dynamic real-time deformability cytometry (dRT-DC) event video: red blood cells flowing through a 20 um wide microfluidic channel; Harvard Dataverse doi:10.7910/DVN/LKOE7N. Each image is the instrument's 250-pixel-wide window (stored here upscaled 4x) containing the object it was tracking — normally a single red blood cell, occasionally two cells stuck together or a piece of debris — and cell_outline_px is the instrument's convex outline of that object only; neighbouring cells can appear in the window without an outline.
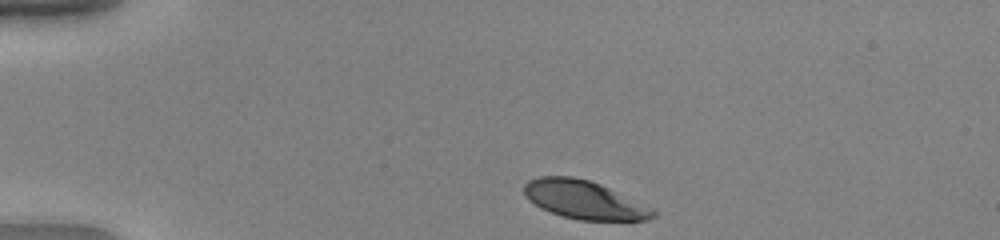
{"species": "human", "species_latin": "Homo sapiens", "temperature_condition": "warm", "stored_images_in_passage": 37, "camera_frame_rate_fps": 3000, "um_per_image_px": 0.085, "donor": {"sex": "female"}, "frame": {"image": 1, "passage_image": 1, "time_ms": 0.0, "image_size_px": [1000, 240], "cell_outline_px": [[656, 216], [648, 220], [580, 220], [560, 216], [540, 208], [528, 200], [524, 192], [524, 184], [528, 180], [540, 176], [572, 176], [588, 180], [600, 184], [656, 208]], "centroid_in_image_um": [49.68, 16.99], "position_along_channel_um": 35.3, "area_um2": 29.13}}
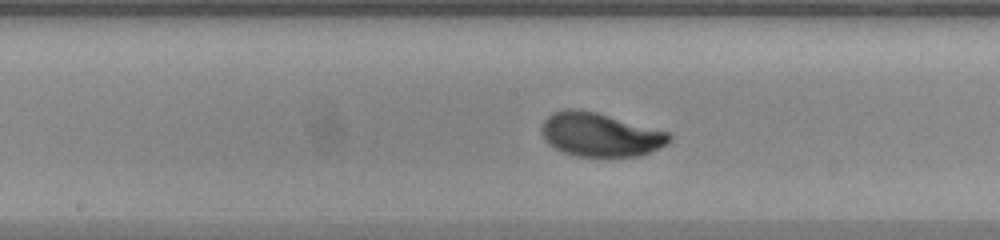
{"frame": {"image": 2, "passage_image": 18, "time_ms": 5.667, "image_size_px": [1000, 240], "cell_outline_px": [[672, 140], [668, 144], [660, 148], [640, 156], [576, 156], [564, 152], [548, 144], [544, 140], [540, 132], [540, 128], [544, 120], [552, 112], [564, 108], [580, 108], [596, 112], [668, 132], [672, 136]], "centroid_in_image_um": [50.99, 11.43], "position_along_channel_um": 197.2, "area_um2": 32.77}}
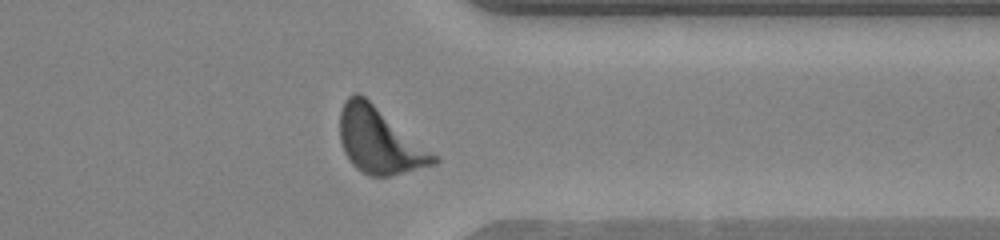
{"frame": {"image": 3, "passage_image": 32, "time_ms": 10.333, "image_size_px": [1000, 240], "cell_outline_px": [[440, 160], [436, 164], [388, 176], [372, 176], [356, 168], [352, 164], [344, 152], [340, 140], [340, 112], [344, 100], [352, 92], [360, 92], [436, 156]], "centroid_in_image_um": [32.2, 11.93], "position_along_channel_um": 379.2, "area_um2": 35.43}, "authors_computed_cell_mechanics": {"area_um2": 32.5414, "velocity_mm_per_s": 3.9496, "shape_relaxation_time_tau1_ms": 2.7703, "shape_relaxation_time_tau2_ms": null, "deformation_change_tau1": 0.1679, "deformation_change_tau2": null}}